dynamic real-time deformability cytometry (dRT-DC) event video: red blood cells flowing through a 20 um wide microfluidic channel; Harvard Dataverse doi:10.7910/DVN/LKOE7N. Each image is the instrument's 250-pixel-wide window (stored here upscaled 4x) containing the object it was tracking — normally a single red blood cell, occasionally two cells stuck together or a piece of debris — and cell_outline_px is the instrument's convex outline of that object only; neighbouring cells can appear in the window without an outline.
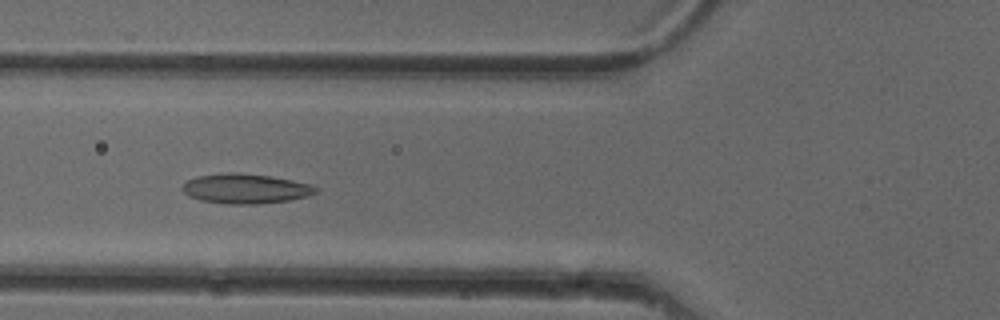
{"species": "common noctule bat (a hibernating species)", "species_latin": "Nyctalus noctula", "temperature_condition": "cold", "stored_images_in_passage": 47, "camera_frame_rate_fps": 3000, "um_per_image_px": 0.085, "animal": {"sex": "female"}, "frame": {"image": 1, "passage_image": 15, "time_ms": 4.667, "image_size_px": [1000, 320], "cell_outline_px": [[320, 188], [316, 192], [308, 196], [288, 200], [256, 204], [228, 204], [200, 200], [188, 196], [180, 188], [188, 180], [196, 176], [228, 172], [236, 172], [268, 176], [292, 180], [312, 184]], "centroid_in_image_um": [20.86, 16.03], "position_along_channel_um": 104.9, "area_um2": 23.18}}
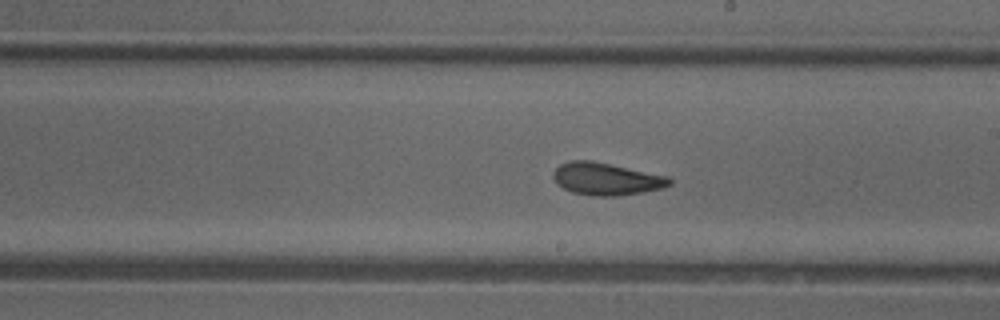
{"frame": {"image": 2, "passage_image": 25, "time_ms": 8.0, "image_size_px": [1000, 320], "cell_outline_px": [[672, 184], [660, 188], [640, 192], [616, 196], [592, 196], [572, 192], [556, 184], [552, 176], [552, 172], [560, 164], [572, 160], [592, 160], [668, 176], [672, 180]], "centroid_in_image_um": [51.49, 15.2], "position_along_channel_um": 237.5, "area_um2": 21.91}}
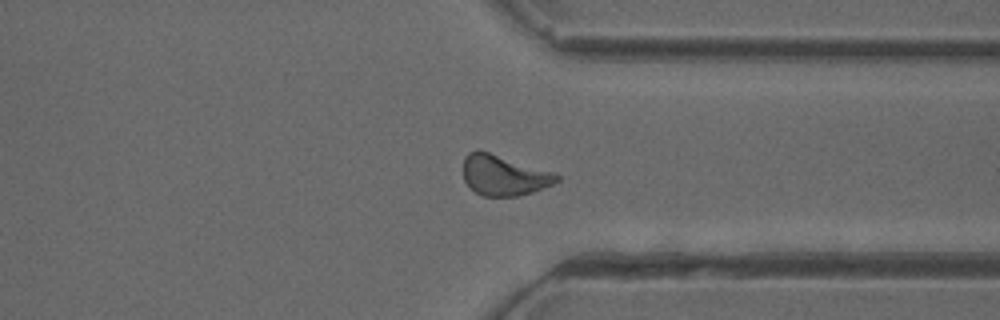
{"frame": {"image": 3, "passage_image": 35, "time_ms": 11.333, "image_size_px": [1000, 320], "cell_outline_px": [[560, 180], [552, 184], [532, 192], [520, 196], [484, 196], [476, 192], [464, 180], [464, 156], [468, 152], [488, 152], [556, 172], [560, 176]], "centroid_in_image_um": [42.88, 14.91], "position_along_channel_um": 368.5, "area_um2": 21.79}, "authors_computed_cell_mechanics": {"area_um2": 21.675, "velocity_mm_per_s": 3.9769, "shape_relaxation_time_tau1_ms": 6.6909, "shape_relaxation_time_tau2_ms": 2.9271, "deformation_change_tau1": 0.1477, "deformation_change_tau2": 0.089}}